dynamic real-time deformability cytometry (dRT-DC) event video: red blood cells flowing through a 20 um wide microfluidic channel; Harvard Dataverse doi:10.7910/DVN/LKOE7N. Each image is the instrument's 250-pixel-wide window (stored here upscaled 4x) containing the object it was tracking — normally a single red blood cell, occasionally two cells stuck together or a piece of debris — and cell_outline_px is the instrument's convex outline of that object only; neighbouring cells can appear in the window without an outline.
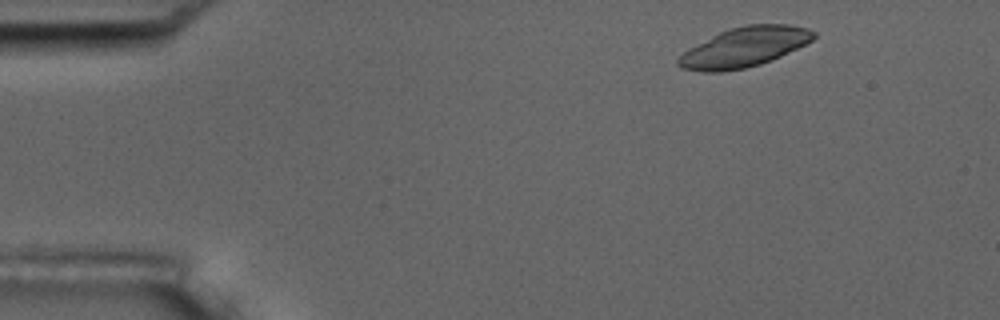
{"species": "common noctule bat (a hibernating species)", "species_latin": "Nyctalus noctula", "temperature_condition": "room temperature", "stored_images_in_passage": 8, "camera_frame_rate_fps": 3000, "um_per_image_px": 0.085, "animal": {"sex": "male", "body_mass_g": 17.5, "forearm_length_mm": 52.3}, "frame": {"image": 1, "passage_image": 2, "time_ms": 1.0, "image_size_px": [1000, 320], "cell_outline_px": [[816, 36], [812, 40], [772, 60], [760, 64], [744, 68], [720, 72], [700, 72], [680, 68], [676, 64], [676, 60], [688, 48], [728, 28], [744, 24], [788, 24], [808, 28], [816, 32]], "centroid_in_image_um": [63.24, 4.0], "position_along_channel_um": 21.8, "area_um2": 31.33}}